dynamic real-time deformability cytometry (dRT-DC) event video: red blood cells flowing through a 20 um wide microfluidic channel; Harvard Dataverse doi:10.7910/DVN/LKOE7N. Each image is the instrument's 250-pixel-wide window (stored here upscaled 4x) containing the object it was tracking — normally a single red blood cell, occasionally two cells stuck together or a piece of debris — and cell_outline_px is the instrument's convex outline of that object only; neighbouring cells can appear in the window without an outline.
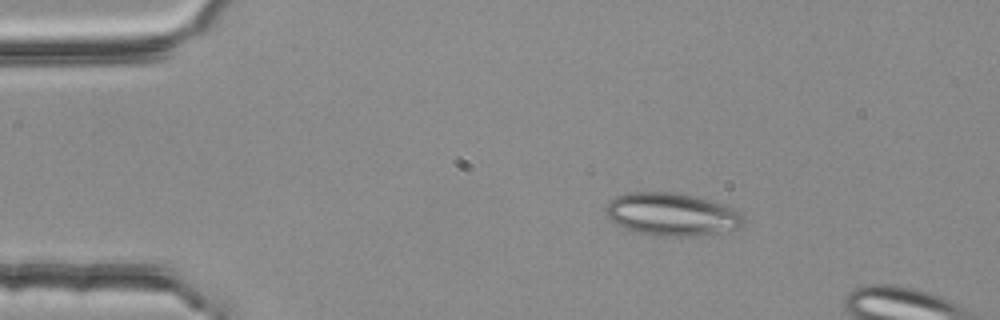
{"species": "common noctule bat (a hibernating species)", "species_latin": "Nyctalus noctula", "temperature_condition": "room temperature", "stored_images_in_passage": 3, "camera_frame_rate_fps": 3000, "um_per_image_px": 0.085, "animal": {"sex": "female", "body_mass_g": 25.1}, "frame": {"image": 1, "passage_image": 1, "time_ms": 0.0, "image_size_px": [1000, 320], "cell_outline_px": [[744, 224], [740, 228], [716, 232], [688, 236], [660, 236], [636, 232], [624, 228], [616, 224], [604, 212], [604, 208], [616, 196], [632, 192], [672, 192], [692, 196], [740, 212], [744, 216]], "centroid_in_image_um": [57.04, 18.23], "position_along_channel_um": 28.0, "area_um2": 33.58}}